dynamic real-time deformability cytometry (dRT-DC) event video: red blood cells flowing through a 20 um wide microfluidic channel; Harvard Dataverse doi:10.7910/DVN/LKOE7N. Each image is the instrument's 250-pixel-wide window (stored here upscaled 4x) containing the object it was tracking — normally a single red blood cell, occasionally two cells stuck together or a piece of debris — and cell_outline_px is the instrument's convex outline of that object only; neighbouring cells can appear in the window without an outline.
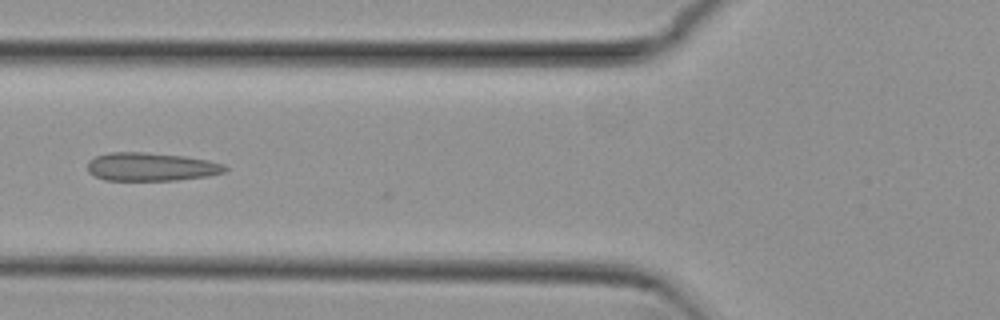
{"species": "common noctule bat (a hibernating species)", "species_latin": "Nyctalus noctula", "temperature_condition": "cold", "stored_images_in_passage": 16, "camera_frame_rate_fps": 3000, "um_per_image_px": 0.085, "animal": {"sex": "female", "body_mass_g": 29.2, "forearm_length_mm": 56.3}, "frame": {"image": 1, "passage_image": 8, "time_ms": 2.333, "image_size_px": [1000, 320], "cell_outline_px": [[228, 168], [224, 172], [208, 176], [176, 180], [104, 180], [88, 172], [88, 160], [96, 156], [108, 152], [144, 152], [184, 156], [208, 160], [224, 164]], "centroid_in_image_um": [12.83, 14.17], "position_along_channel_um": 113.0, "area_um2": 22.72}}
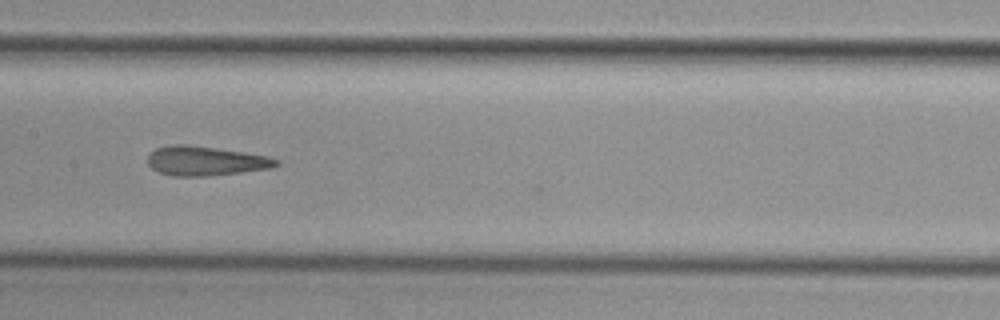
{"frame": {"image": 2, "passage_image": 14, "time_ms": 4.333, "image_size_px": [1000, 320], "cell_outline_px": [[280, 164], [272, 168], [240, 172], [204, 176], [172, 176], [160, 172], [152, 168], [148, 164], [148, 156], [156, 148], [168, 144], [184, 144], [268, 156], [280, 160]], "centroid_in_image_um": [17.46, 13.68], "position_along_channel_um": 189.9, "area_um2": 21.73}}